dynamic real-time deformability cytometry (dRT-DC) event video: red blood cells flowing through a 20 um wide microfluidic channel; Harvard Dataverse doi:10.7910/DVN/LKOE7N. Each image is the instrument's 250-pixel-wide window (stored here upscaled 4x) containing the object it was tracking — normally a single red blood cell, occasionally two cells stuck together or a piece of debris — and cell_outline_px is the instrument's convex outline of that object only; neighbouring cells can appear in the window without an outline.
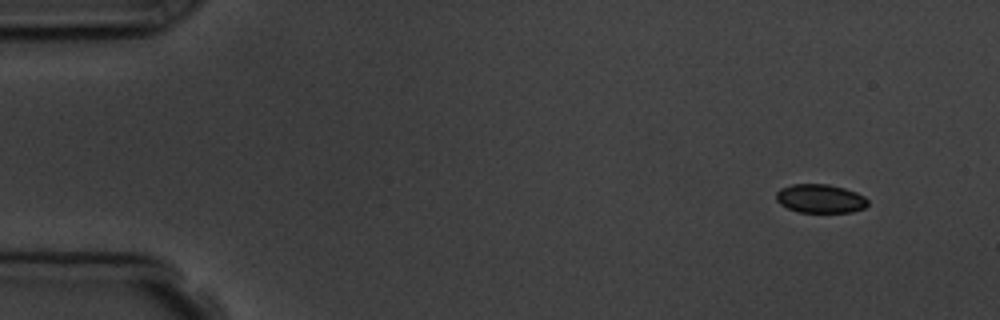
{"species": "common noctule bat (a hibernating species)", "species_latin": "Nyctalus noctula", "temperature_condition": "room temperature", "stored_images_in_passage": 4, "camera_frame_rate_fps": 3000, "um_per_image_px": 0.085, "animal": {"sex": "male", "body_mass_g": 19.5, "forearm_length_mm": 54.6}, "frame": {"image": 1, "passage_image": 1, "time_ms": 0.0, "image_size_px": [1000, 320], "cell_outline_px": [[868, 204], [864, 208], [852, 212], [800, 212], [788, 208], [780, 204], [776, 200], [776, 192], [780, 188], [792, 184], [828, 184], [844, 188], [856, 192], [864, 196], [868, 200]], "centroid_in_image_um": [69.72, 16.87], "position_along_channel_um": 15.3, "area_um2": 15.37}}
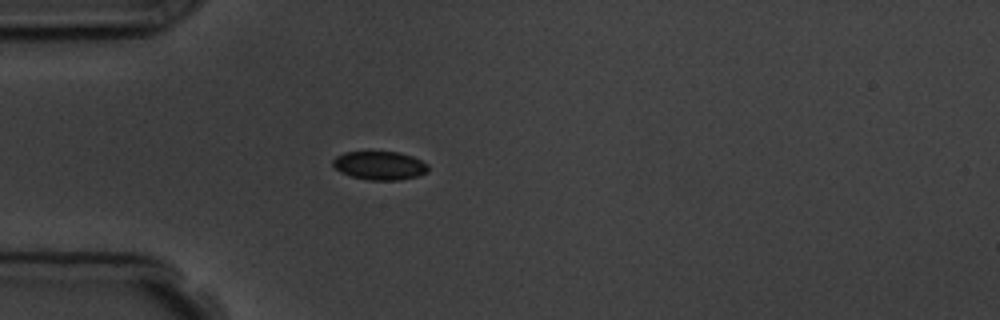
{"frame": {"image": 2, "passage_image": 4, "time_ms": 3.667, "image_size_px": [1000, 320], "cell_outline_px": [[428, 172], [416, 176], [400, 180], [368, 180], [352, 176], [340, 172], [332, 164], [332, 160], [336, 156], [344, 152], [400, 152], [412, 156], [428, 164]], "centroid_in_image_um": [32.27, 14.07], "position_along_channel_um": 52.7, "area_um2": 15.84}}